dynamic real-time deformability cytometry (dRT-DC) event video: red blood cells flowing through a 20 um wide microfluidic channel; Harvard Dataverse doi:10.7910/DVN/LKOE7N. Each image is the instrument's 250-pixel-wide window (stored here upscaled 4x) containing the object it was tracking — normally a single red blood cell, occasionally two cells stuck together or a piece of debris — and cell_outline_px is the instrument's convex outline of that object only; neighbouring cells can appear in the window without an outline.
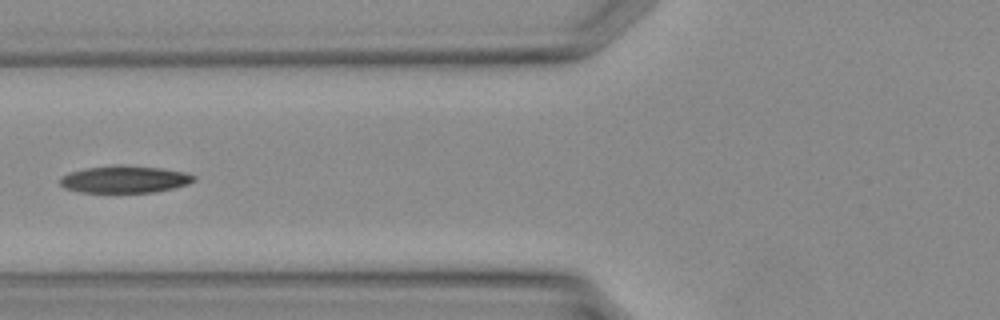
{"species": "Egyptian fruit bat (a non-hibernating species)", "species_latin": "Rousettus aegyptiacus", "temperature_condition": "warm", "stored_images_in_passage": 31, "camera_frame_rate_fps": 3000, "um_per_image_px": 0.085, "animal": {"sex": "female"}, "frame": {"image": 1, "passage_image": 10, "time_ms": 3.0, "image_size_px": [1000, 320], "cell_outline_px": [[196, 180], [188, 184], [172, 188], [152, 192], [80, 192], [64, 188], [60, 184], [60, 176], [68, 172], [88, 168], [116, 164], [164, 168], [188, 172], [196, 176]], "centroid_in_image_um": [10.61, 15.22], "position_along_channel_um": 115.2, "area_um2": 21.39}}